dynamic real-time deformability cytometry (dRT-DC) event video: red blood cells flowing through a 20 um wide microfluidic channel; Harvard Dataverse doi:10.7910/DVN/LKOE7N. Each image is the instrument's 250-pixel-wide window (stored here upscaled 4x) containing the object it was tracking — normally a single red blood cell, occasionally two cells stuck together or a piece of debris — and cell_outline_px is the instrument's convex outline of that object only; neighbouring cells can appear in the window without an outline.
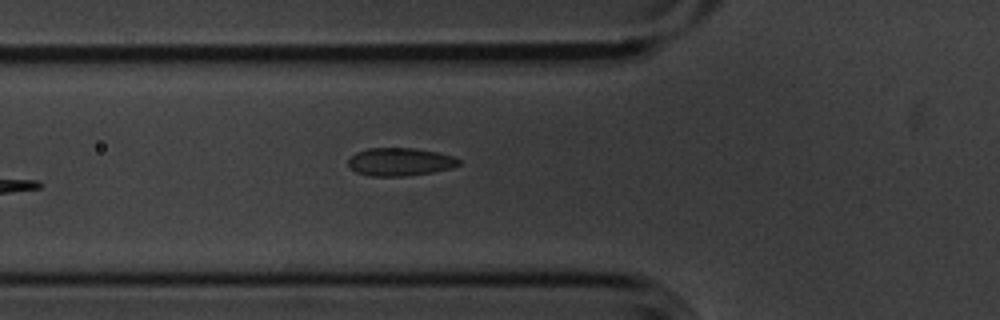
{"species": "common noctule bat (a hibernating species)", "species_latin": "Nyctalus noctula", "temperature_condition": "cold", "stored_images_in_passage": 6, "camera_frame_rate_fps": 3000, "um_per_image_px": 0.085, "animal": {"sex": "male", "body_mass_g": 20.1, "forearm_length_mm": 53.5}, "frame": {"image": 1, "passage_image": 6, "time_ms": 1.667, "image_size_px": [1000, 320], "cell_outline_px": [[460, 164], [452, 168], [432, 172], [404, 176], [368, 176], [356, 172], [348, 164], [348, 160], [356, 152], [368, 148], [416, 148], [456, 156], [460, 160]], "centroid_in_image_um": [34.02, 13.75], "position_along_channel_um": 91.8, "area_um2": 18.09}}